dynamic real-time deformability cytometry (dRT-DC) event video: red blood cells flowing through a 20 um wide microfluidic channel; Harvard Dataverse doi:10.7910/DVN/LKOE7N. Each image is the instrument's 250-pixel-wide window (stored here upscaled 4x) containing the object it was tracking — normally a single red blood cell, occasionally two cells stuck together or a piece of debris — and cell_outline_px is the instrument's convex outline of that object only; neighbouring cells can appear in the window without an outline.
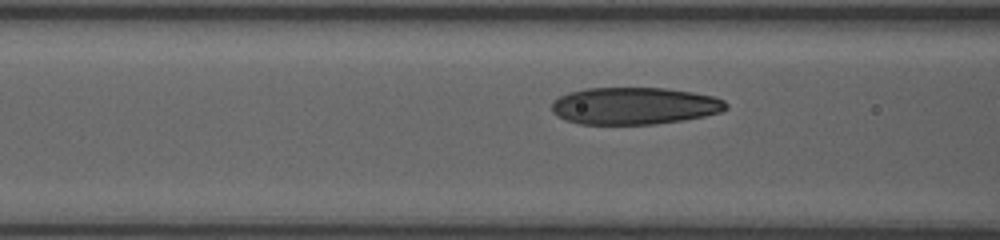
{"species": "human", "species_latin": "Homo sapiens", "temperature_condition": "room temperature", "stored_images_in_passage": 13, "camera_frame_rate_fps": 3000, "um_per_image_px": 0.085, "donor": {"sex": "female"}, "frame": {"image": 1, "passage_image": 11, "time_ms": 3.667, "image_size_px": [1000, 240], "cell_outline_px": [[728, 108], [720, 112], [704, 116], [684, 120], [652, 124], [580, 124], [564, 120], [556, 116], [552, 112], [552, 100], [568, 92], [584, 88], [664, 88], [692, 92], [716, 96], [724, 100], [728, 104]], "centroid_in_image_um": [53.9, 9.0], "position_along_channel_um": 112.7, "area_um2": 38.03}}